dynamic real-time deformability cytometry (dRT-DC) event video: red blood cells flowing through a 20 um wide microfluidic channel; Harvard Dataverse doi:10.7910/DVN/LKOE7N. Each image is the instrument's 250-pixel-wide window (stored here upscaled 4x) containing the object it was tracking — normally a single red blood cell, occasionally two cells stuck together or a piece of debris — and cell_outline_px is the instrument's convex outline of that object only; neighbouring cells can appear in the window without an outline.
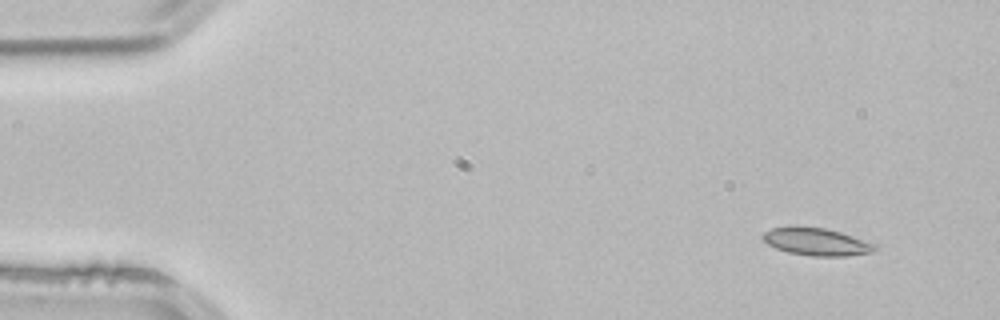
{"species": "common noctule bat (a hibernating species)", "species_latin": "Nyctalus noctula", "temperature_condition": "room temperature", "stored_images_in_passage": 3, "camera_frame_rate_fps": 3000, "um_per_image_px": 0.085, "animal": {"sex": "male", "body_mass_g": 21.5, "forearm_length_mm": 52.0}, "frame": {"image": 1, "passage_image": 1, "time_ms": 0.0, "image_size_px": [1000, 320], "cell_outline_px": [[876, 252], [844, 256], [812, 256], [788, 252], [776, 248], [768, 244], [760, 236], [764, 232], [772, 228], [788, 224], [824, 228], [840, 232], [876, 244]], "centroid_in_image_um": [69.36, 20.52], "position_along_channel_um": 15.6, "area_um2": 18.26}}
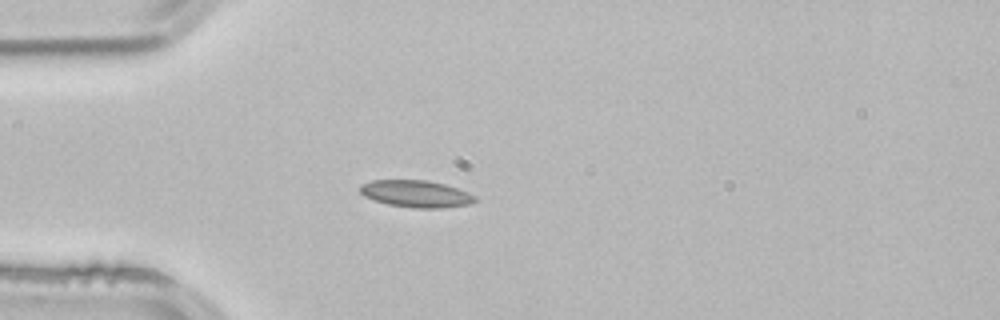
{"frame": {"image": 2, "passage_image": 3, "time_ms": 0.667, "image_size_px": [1000, 320], "cell_outline_px": [[480, 200], [472, 204], [440, 208], [412, 208], [388, 204], [364, 196], [360, 192], [360, 184], [372, 180], [428, 180], [444, 184], [468, 192], [476, 196]], "centroid_in_image_um": [35.41, 16.47], "position_along_channel_um": 49.6, "area_um2": 18.21}}